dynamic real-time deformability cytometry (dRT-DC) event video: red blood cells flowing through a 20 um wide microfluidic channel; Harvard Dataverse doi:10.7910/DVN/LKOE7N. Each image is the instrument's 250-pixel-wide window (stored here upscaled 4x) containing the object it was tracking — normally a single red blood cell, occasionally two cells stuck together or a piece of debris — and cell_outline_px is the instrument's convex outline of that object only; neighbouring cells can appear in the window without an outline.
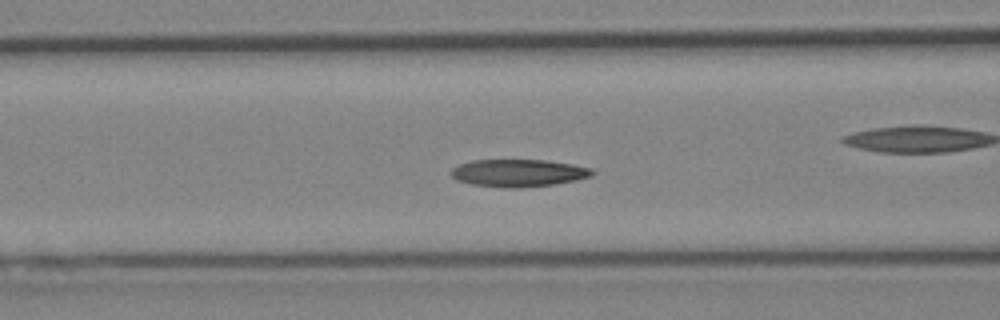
{"species": "Egyptian fruit bat (a non-hibernating species)", "species_latin": "Rousettus aegyptiacus", "temperature_condition": "cold", "stored_images_in_passage": 38, "camera_frame_rate_fps": 3000, "um_per_image_px": 0.085, "animal": {"sex": "female"}, "frame": {"image": 1, "passage_image": 12, "time_ms": 3.667, "image_size_px": [1000, 320], "cell_outline_px": [[596, 172], [592, 176], [576, 180], [556, 184], [516, 188], [504, 188], [472, 184], [456, 180], [448, 172], [452, 168], [460, 164], [472, 160], [544, 160], [572, 164], [592, 168]], "centroid_in_image_um": [44.07, 14.7], "position_along_channel_um": 122.5, "area_um2": 22.72}, "authors_computed_cell_mechanics": {"area_um2": 22.3975, "velocity_mm_per_s": 4.209, "shape_relaxation_time_tau1_ms": null, "shape_relaxation_time_tau2_ms": 4.053, "deformation_change_tau1": null, "deformation_change_tau2": 0.0985}}